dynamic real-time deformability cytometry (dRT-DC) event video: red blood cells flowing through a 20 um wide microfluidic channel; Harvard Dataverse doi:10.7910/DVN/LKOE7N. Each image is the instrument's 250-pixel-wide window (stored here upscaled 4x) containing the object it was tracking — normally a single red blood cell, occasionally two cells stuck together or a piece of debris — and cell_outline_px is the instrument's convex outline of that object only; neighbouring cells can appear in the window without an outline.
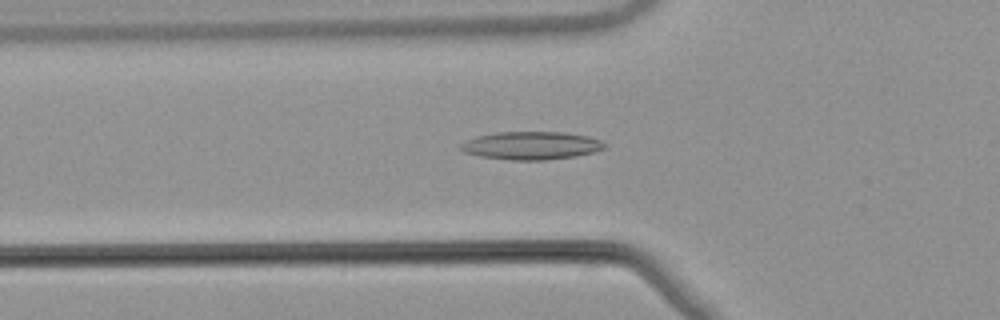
{"species": "common noctule bat (a hibernating species)", "species_latin": "Nyctalus noctula", "temperature_condition": "warm", "stored_images_in_passage": 53, "camera_frame_rate_fps": 3000, "um_per_image_px": 0.085, "animal": {"sex": "male", "body_mass_g": 21.5, "forearm_length_mm": 52.0}, "frame": {"image": 1, "passage_image": 19, "time_ms": 6.0, "image_size_px": [1000, 320], "cell_outline_px": [[608, 144], [604, 148], [596, 152], [576, 156], [544, 160], [508, 160], [480, 156], [464, 152], [460, 148], [460, 144], [476, 136], [496, 132], [564, 132], [588, 136], [600, 140]], "centroid_in_image_um": [45.19, 12.37], "position_along_channel_um": 80.6, "area_um2": 23.58}}
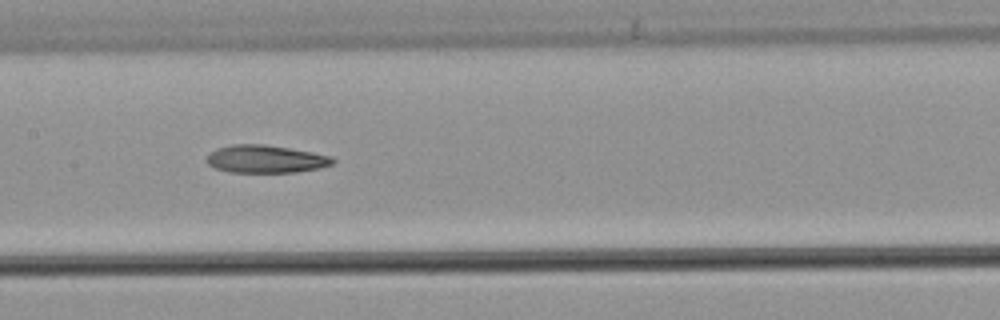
{"frame": {"image": 2, "passage_image": 27, "time_ms": 8.667, "image_size_px": [1000, 320], "cell_outline_px": [[336, 160], [332, 164], [320, 168], [296, 172], [228, 172], [216, 168], [208, 164], [204, 160], [216, 148], [232, 144], [264, 144], [312, 152], [332, 156]], "centroid_in_image_um": [22.58, 13.52], "position_along_channel_um": 184.8, "area_um2": 20.4}}
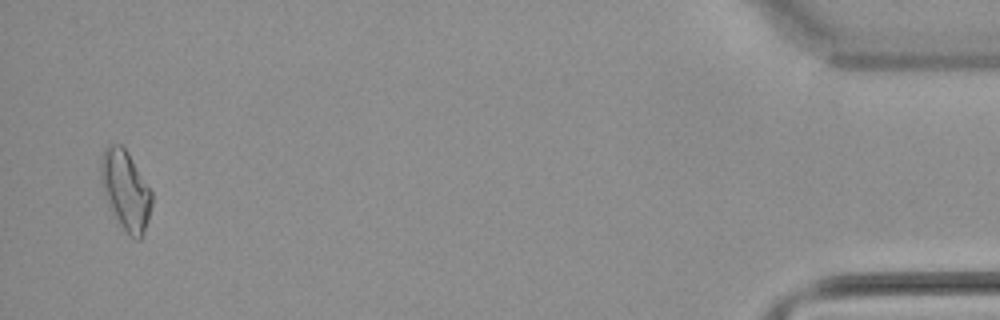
{"frame": {"image": 3, "passage_image": 52, "time_ms": 17.0, "image_size_px": [1000, 320], "cell_outline_px": [[152, 204], [148, 220], [140, 240], [136, 240], [120, 228], [104, 196], [100, 180], [100, 156], [104, 148], [108, 144], [120, 144], [128, 152], [152, 192]], "centroid_in_image_um": [10.64, 16.17], "position_along_channel_um": 424.6, "area_um2": 23.87}, "authors_computed_cell_mechanics": {"area_um2": 21.1548, "velocity_mm_per_s": 3.8789, "shape_relaxation_time_tau1_ms": null, "shape_relaxation_time_tau2_ms": 8.0113, "deformation_change_tau1": null, "deformation_change_tau2": 0.2044}}